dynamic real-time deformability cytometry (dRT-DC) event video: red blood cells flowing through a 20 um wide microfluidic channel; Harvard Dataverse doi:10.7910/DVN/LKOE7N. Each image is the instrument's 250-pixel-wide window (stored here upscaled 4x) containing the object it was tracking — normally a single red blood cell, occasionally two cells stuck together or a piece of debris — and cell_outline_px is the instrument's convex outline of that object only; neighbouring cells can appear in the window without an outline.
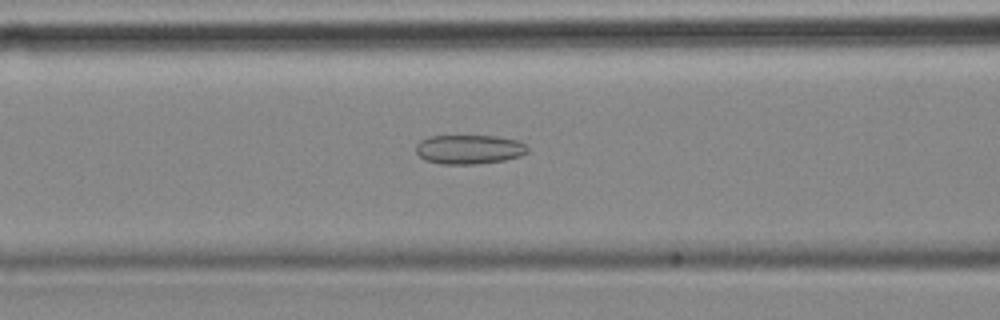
{"species": "common noctule bat (a hibernating species)", "species_latin": "Nyctalus noctula", "temperature_condition": "cold", "stored_images_in_passage": 14, "camera_frame_rate_fps": 3000, "um_per_image_px": 0.085, "animal": {"sex": "female", "body_mass_g": 18.4}, "frame": {"image": 1, "passage_image": 13, "time_ms": 4.0, "image_size_px": [1000, 320], "cell_outline_px": [[528, 152], [520, 156], [504, 160], [476, 164], [440, 164], [424, 160], [416, 152], [416, 144], [420, 140], [428, 136], [496, 136], [516, 140], [524, 144], [528, 148]], "centroid_in_image_um": [39.85, 12.7], "position_along_channel_um": 126.8, "area_um2": 19.07}}